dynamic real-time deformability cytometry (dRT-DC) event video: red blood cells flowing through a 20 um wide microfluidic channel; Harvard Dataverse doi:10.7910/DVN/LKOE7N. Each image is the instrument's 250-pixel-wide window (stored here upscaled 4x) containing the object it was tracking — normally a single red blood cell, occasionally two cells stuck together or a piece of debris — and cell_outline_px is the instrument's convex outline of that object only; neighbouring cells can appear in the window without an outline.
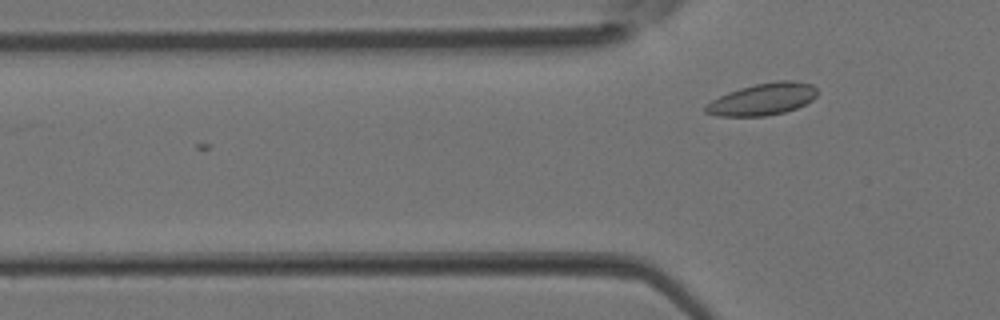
{"species": "Egyptian fruit bat (a non-hibernating species)", "species_latin": "Rousettus aegyptiacus", "temperature_condition": "room temperature", "stored_images_in_passage": 2, "camera_frame_rate_fps": 3000, "um_per_image_px": 0.085, "animal": {"sex": "female"}, "frame": {"image": 1, "passage_image": 2, "time_ms": 0.333, "image_size_px": [1000, 320], "cell_outline_px": [[816, 96], [812, 100], [796, 108], [784, 112], [768, 116], [716, 116], [704, 112], [704, 108], [712, 100], [728, 92], [740, 88], [756, 84], [780, 80], [792, 80], [812, 84], [816, 88]], "centroid_in_image_um": [64.82, 8.44], "position_along_channel_um": 61.0, "area_um2": 20.69}}